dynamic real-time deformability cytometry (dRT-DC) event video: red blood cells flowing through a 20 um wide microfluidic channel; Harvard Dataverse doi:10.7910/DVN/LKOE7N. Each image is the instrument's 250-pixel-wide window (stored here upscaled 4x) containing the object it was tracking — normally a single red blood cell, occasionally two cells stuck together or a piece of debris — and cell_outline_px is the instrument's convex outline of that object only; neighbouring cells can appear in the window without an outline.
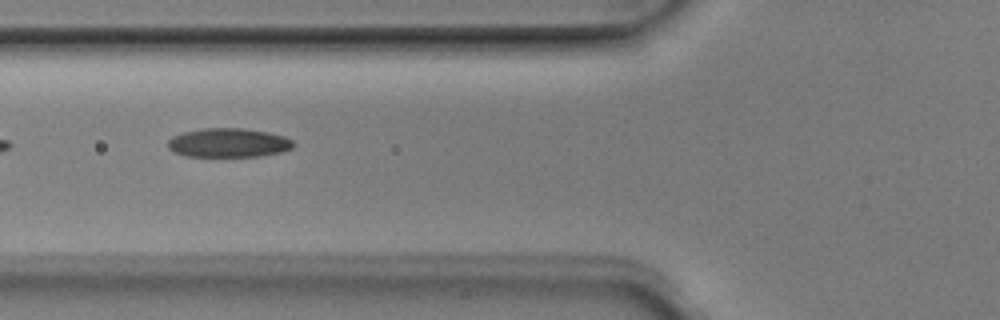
{"species": "Egyptian fruit bat (a non-hibernating species)", "species_latin": "Rousettus aegyptiacus", "temperature_condition": "room temperature", "stored_images_in_passage": 7, "camera_frame_rate_fps": 3000, "um_per_image_px": 0.085, "animal": {"sex": "male"}, "frame": {"image": 1, "passage_image": 4, "time_ms": 1.0, "image_size_px": [1000, 320], "cell_outline_px": [[296, 144], [292, 148], [280, 152], [260, 156], [184, 156], [172, 152], [168, 148], [168, 140], [172, 136], [184, 132], [204, 128], [244, 128], [268, 132], [284, 136], [292, 140]], "centroid_in_image_um": [19.41, 12.13], "position_along_channel_um": 106.4, "area_um2": 21.33}}
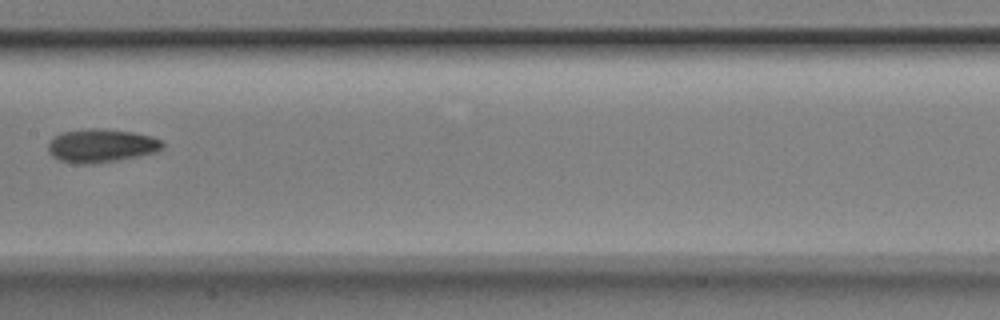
{"frame": {"image": 2, "passage_image": 6, "time_ms": 1.667, "image_size_px": [1000, 320], "cell_outline_px": [[164, 148], [156, 152], [140, 156], [120, 160], [96, 164], [76, 164], [60, 160], [52, 156], [48, 152], [48, 144], [60, 132], [88, 128], [104, 128], [132, 132], [152, 136], [160, 140], [164, 144]], "centroid_in_image_um": [8.62, 12.39], "position_along_channel_um": 198.8, "area_um2": 22.6}}
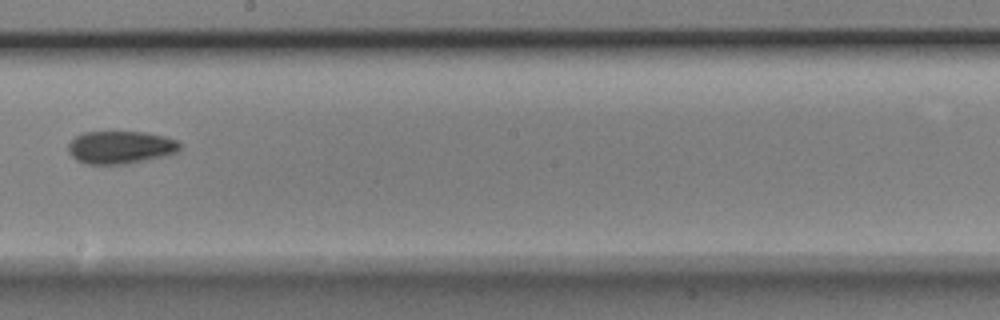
{"frame": {"image": 3, "passage_image": 7, "time_ms": 2.0, "image_size_px": [1000, 320], "cell_outline_px": [[180, 148], [176, 152], [168, 156], [124, 164], [88, 164], [76, 160], [68, 152], [68, 144], [76, 136], [84, 132], [144, 132], [168, 136], [176, 140], [180, 144]], "centroid_in_image_um": [10.26, 12.52], "position_along_channel_um": 237.9, "area_um2": 21.44}}